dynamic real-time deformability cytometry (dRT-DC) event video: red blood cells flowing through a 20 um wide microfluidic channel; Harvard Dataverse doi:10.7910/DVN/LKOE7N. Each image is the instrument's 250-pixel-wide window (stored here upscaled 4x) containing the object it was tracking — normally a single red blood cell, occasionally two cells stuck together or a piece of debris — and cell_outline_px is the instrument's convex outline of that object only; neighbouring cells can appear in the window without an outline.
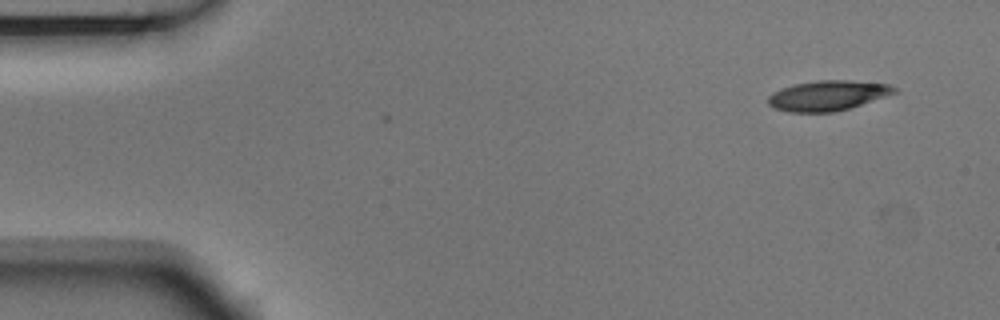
{"species": "Egyptian fruit bat (a non-hibernating species)", "species_latin": "Rousettus aegyptiacus", "temperature_condition": "room temperature", "stored_images_in_passage": 3, "camera_frame_rate_fps": 3000, "um_per_image_px": 0.085, "animal": {"sex": "male"}, "frame": {"image": 1, "passage_image": 1, "time_ms": 0.0, "image_size_px": [1000, 320], "cell_outline_px": [[900, 92], [848, 108], [832, 112], [788, 112], [776, 108], [768, 104], [768, 96], [772, 92], [780, 88], [792, 84], [816, 80], [848, 80], [888, 84], [896, 88]], "centroid_in_image_um": [70.34, 8.11], "position_along_channel_um": 14.7, "area_um2": 22.2}}